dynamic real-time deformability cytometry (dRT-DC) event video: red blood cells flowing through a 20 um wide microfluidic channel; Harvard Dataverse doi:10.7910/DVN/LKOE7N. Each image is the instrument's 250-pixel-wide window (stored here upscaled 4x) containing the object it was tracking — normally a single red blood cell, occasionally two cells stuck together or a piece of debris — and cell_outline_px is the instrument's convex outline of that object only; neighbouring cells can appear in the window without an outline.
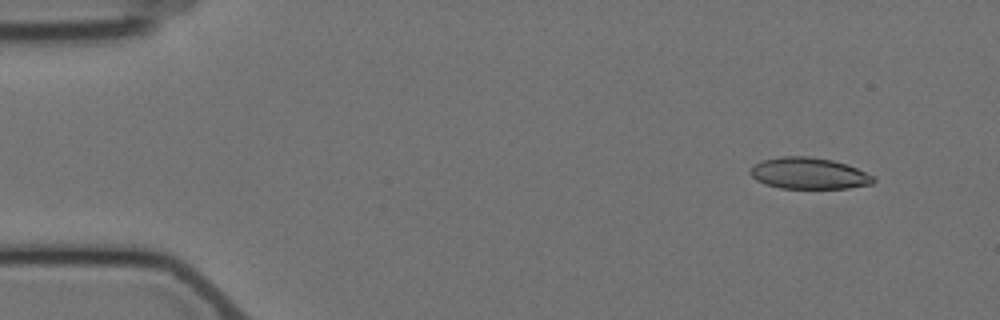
{"species": "Egyptian fruit bat (a non-hibernating species)", "species_latin": "Rousettus aegyptiacus", "temperature_condition": "cold", "stored_images_in_passage": 5, "camera_frame_rate_fps": 3000, "um_per_image_px": 0.085, "animal": {"sex": "female"}, "frame": {"image": 1, "passage_image": 2, "time_ms": 1.333, "image_size_px": [1000, 320], "cell_outline_px": [[876, 180], [872, 184], [848, 188], [780, 188], [764, 184], [756, 180], [748, 172], [752, 164], [760, 160], [780, 156], [808, 156], [832, 160], [848, 164], [872, 176]], "centroid_in_image_um": [68.69, 14.73], "position_along_channel_um": 16.3, "area_um2": 22.72}}